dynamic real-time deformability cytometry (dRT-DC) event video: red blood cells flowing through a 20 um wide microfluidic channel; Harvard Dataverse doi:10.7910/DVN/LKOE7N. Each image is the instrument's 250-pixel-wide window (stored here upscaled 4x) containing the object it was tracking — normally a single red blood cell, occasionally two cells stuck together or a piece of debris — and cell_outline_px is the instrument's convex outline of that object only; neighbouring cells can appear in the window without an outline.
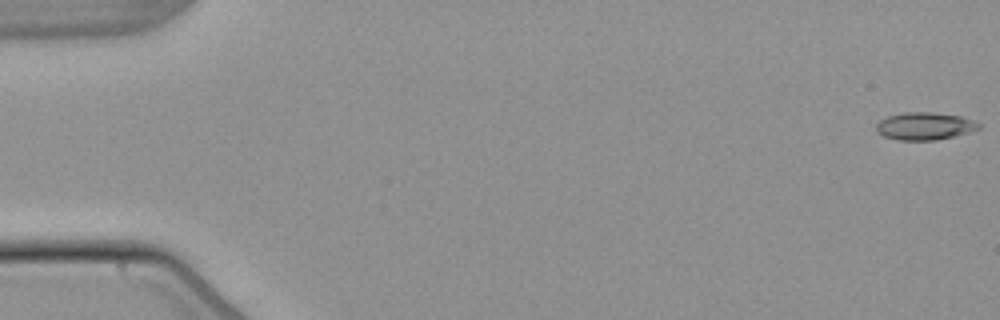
{"species": "common noctule bat (a hibernating species)", "species_latin": "Nyctalus noctula", "temperature_condition": "warm", "stored_images_in_passage": 54, "camera_frame_rate_fps": 3000, "um_per_image_px": 0.085, "animal": {"sex": "male", "body_mass_g": 21.5, "forearm_length_mm": 52.0}, "frame": {"image": 1, "passage_image": 1, "time_ms": 0.0, "image_size_px": [1000, 320], "cell_outline_px": [[980, 128], [968, 132], [936, 140], [900, 140], [884, 136], [876, 132], [876, 124], [880, 120], [888, 116], [904, 112], [932, 112], [960, 116], [972, 120], [980, 124]], "centroid_in_image_um": [78.56, 10.71], "position_along_channel_um": 6.4, "area_um2": 16.3}}
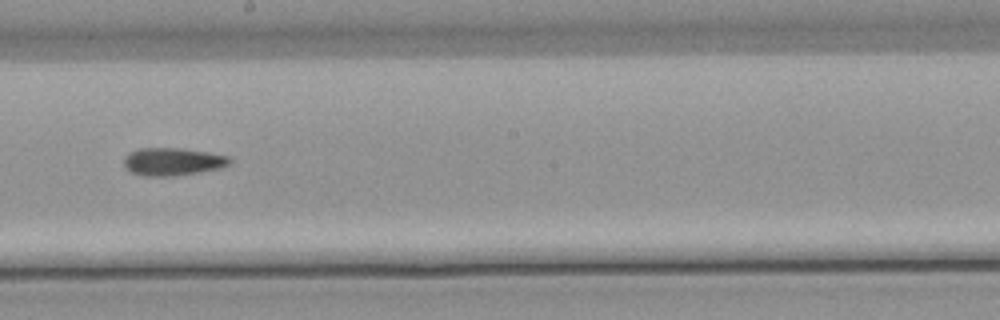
{"frame": {"image": 2, "passage_image": 31, "time_ms": 10.0, "image_size_px": [1000, 320], "cell_outline_px": [[232, 160], [228, 164], [220, 168], [172, 176], [144, 176], [132, 172], [124, 168], [124, 156], [128, 152], [140, 148], [180, 148], [208, 152], [228, 156]], "centroid_in_image_um": [14.63, 13.73], "position_along_channel_um": 233.6, "area_um2": 17.05}}
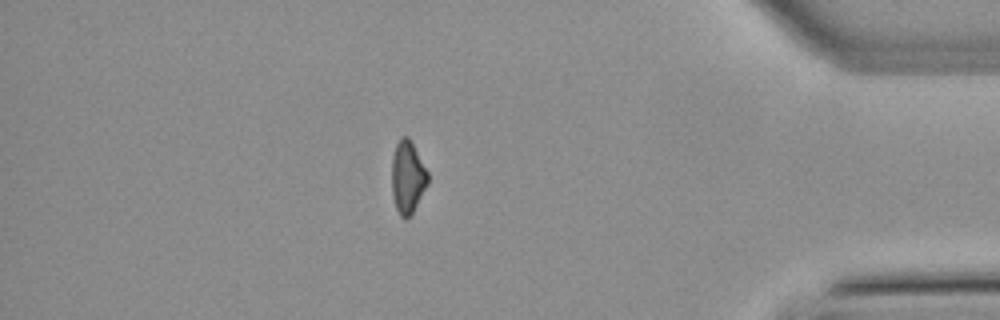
{"frame": {"image": 3, "passage_image": 47, "time_ms": 15.333, "image_size_px": [1000, 320], "cell_outline_px": [[428, 184], [412, 212], [404, 220], [400, 216], [396, 208], [392, 192], [392, 156], [396, 144], [400, 136], [408, 136], [428, 172]], "centroid_in_image_um": [34.63, 15.04], "position_along_channel_um": 400.6, "area_um2": 15.09}}